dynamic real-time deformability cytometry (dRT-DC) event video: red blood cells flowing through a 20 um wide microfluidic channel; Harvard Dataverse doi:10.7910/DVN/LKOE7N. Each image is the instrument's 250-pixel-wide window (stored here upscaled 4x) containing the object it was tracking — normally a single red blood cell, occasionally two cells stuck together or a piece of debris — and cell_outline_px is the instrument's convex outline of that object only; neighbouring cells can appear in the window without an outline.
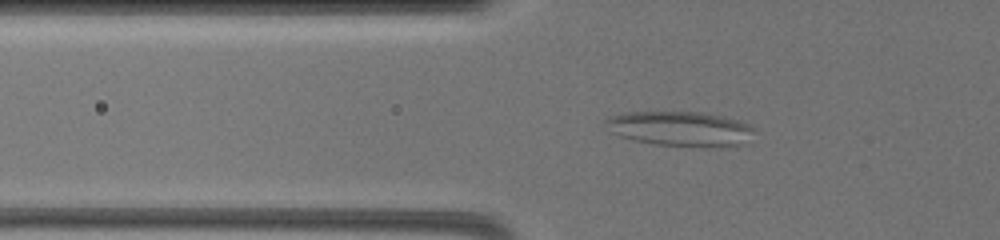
{"species": "common noctule bat (a hibernating species)", "species_latin": "Nyctalus noctula", "temperature_condition": "warm", "stored_images_in_passage": 53, "camera_frame_rate_fps": 3000, "um_per_image_px": 0.085, "animal": {"sex": "female", "body_mass_g": 19.5, "forearm_length_mm": 54.1}, "frame": {"image": 1, "passage_image": 24, "time_ms": 8.333, "image_size_px": [1000, 240], "cell_outline_px": [[756, 128], [748, 144], [720, 148], [700, 148], [656, 144], [632, 140], [608, 132], [600, 124], [604, 120], [612, 116], [624, 112], [700, 112], [720, 116], [752, 124]], "centroid_in_image_um": [57.84, 10.97], "position_along_channel_um": 68.0, "area_um2": 31.21}}
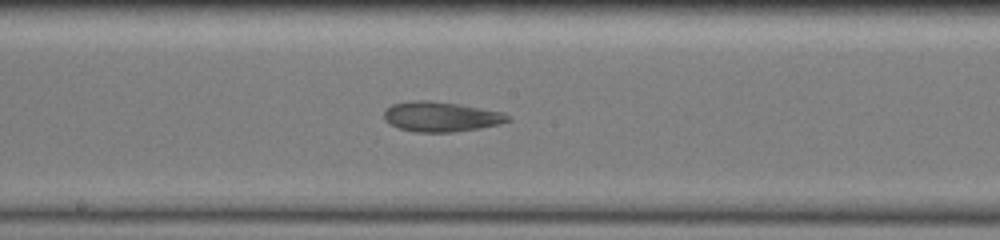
{"frame": {"image": 2, "passage_image": 39, "time_ms": 12.667, "image_size_px": [1000, 240], "cell_outline_px": [[512, 120], [500, 124], [480, 128], [456, 132], [416, 132], [400, 128], [384, 120], [384, 112], [392, 104], [412, 100], [428, 100], [460, 104], [504, 112], [512, 116]], "centroid_in_image_um": [37.55, 9.91], "position_along_channel_um": 210.7, "area_um2": 21.79}}
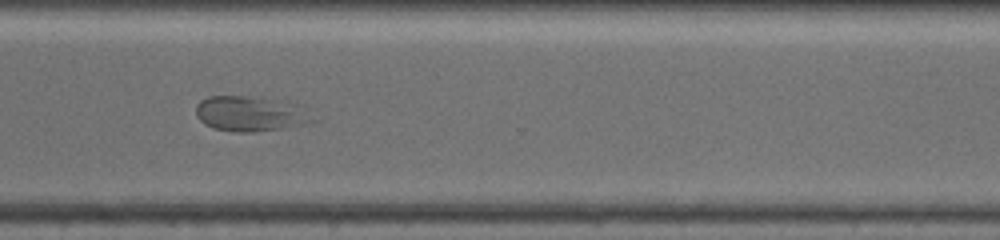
{"frame": {"image": 3, "passage_image": 52, "time_ms": 16.667, "image_size_px": [1000, 240], "cell_outline_px": [[316, 120], [304, 124], [280, 128], [252, 132], [236, 132], [212, 128], [204, 124], [196, 116], [196, 104], [200, 100], [208, 96], [248, 96], [280, 100], [296, 104], [308, 108]], "centroid_in_image_um": [21.28, 9.66], "position_along_channel_um": 349.3, "area_um2": 24.16}}